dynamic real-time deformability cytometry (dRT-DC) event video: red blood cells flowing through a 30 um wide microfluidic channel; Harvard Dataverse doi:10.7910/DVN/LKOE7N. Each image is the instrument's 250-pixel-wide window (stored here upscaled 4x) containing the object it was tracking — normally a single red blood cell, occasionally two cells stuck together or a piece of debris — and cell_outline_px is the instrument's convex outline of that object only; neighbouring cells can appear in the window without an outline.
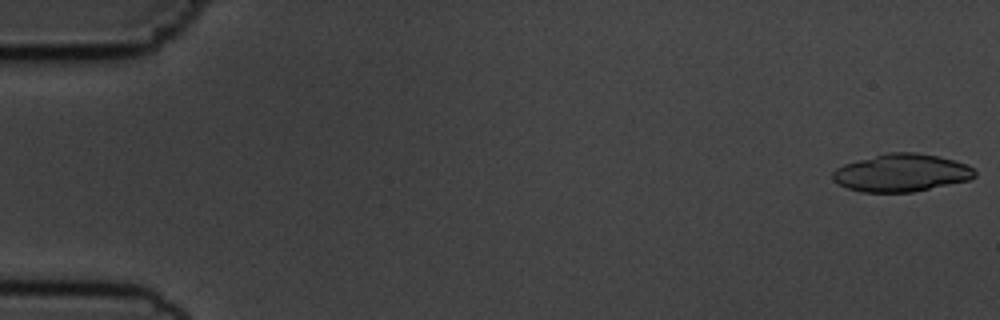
{"species": "common noctule bat (a hibernating species)", "species_latin": "Nyctalus noctula", "temperature_condition": "cold", "stored_images_in_passage": 54, "camera_frame_rate_fps": 3000, "um_per_image_px": 0.085, "animal": {"sex": "male", "body_mass_g": 19.5, "forearm_length_mm": 54.6}, "frame": {"image": 1, "passage_image": 1, "time_ms": 0.0, "image_size_px": [1000, 320], "cell_outline_px": [[976, 176], [968, 180], [912, 192], [860, 192], [848, 188], [832, 180], [832, 172], [836, 168], [844, 164], [888, 152], [916, 152], [940, 156], [968, 164], [976, 172]], "centroid_in_image_um": [76.63, 14.68], "position_along_channel_um": 8.4, "area_um2": 31.15}}
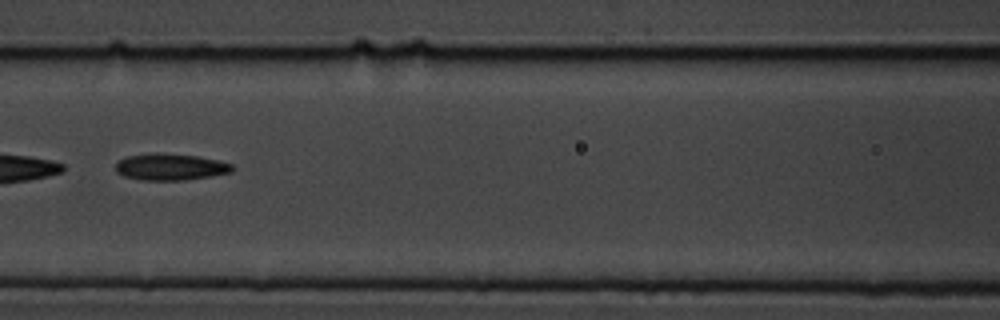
{"frame": {"image": 2, "passage_image": 25, "time_ms": 8.0, "image_size_px": [1000, 320], "cell_outline_px": [[232, 172], [212, 176], [184, 180], [140, 180], [124, 176], [116, 172], [116, 164], [120, 160], [128, 156], [156, 152], [196, 156], [216, 160], [232, 164]], "centroid_in_image_um": [14.47, 14.19], "position_along_channel_um": 152.1, "area_um2": 17.98}}
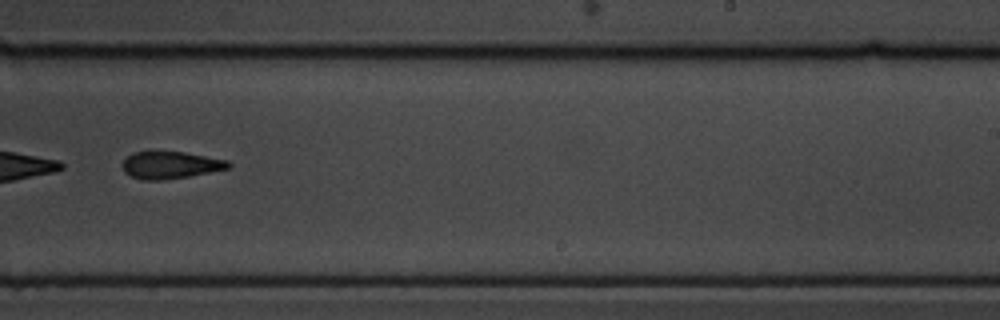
{"frame": {"image": 3, "passage_image": 35, "time_ms": 11.333, "image_size_px": [1000, 320], "cell_outline_px": [[232, 164], [228, 168], [188, 176], [164, 180], [144, 180], [132, 176], [124, 172], [124, 160], [132, 152], [184, 152], [228, 160]], "centroid_in_image_um": [14.5, 14.03], "position_along_channel_um": 274.5, "area_um2": 16.47}, "authors_computed_cell_mechanics": {"area_um2": 18.6405, "velocity_mm_per_s": 3.6806, "shape_relaxation_time_tau1_ms": 6.4808, "shape_relaxation_time_tau2_ms": 4.5649, "deformation_change_tau1": 0.1519, "deformation_change_tau2": 0.141}}